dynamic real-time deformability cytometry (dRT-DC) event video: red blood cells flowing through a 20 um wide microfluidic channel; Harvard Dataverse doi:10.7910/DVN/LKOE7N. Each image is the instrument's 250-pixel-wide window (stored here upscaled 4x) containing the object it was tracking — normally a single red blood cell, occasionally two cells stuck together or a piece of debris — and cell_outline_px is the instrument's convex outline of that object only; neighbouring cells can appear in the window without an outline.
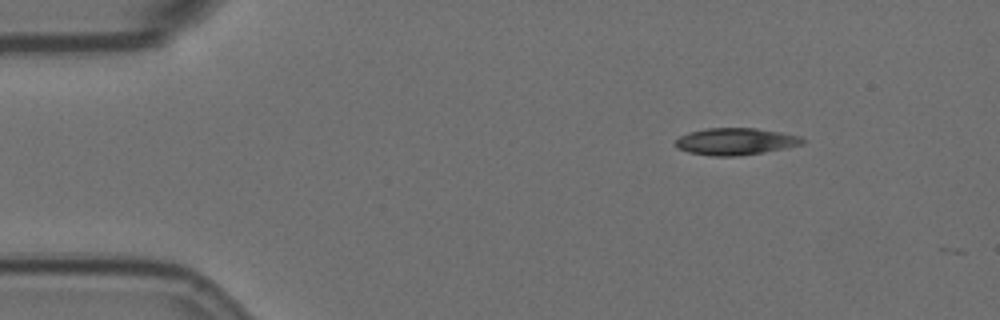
{"species": "Egyptian fruit bat (a non-hibernating species)", "species_latin": "Rousettus aegyptiacus", "temperature_condition": "room temperature", "stored_images_in_passage": 3, "camera_frame_rate_fps": 3000, "um_per_image_px": 0.085, "animal": {"sex": "female"}, "frame": {"image": 1, "passage_image": 1, "time_ms": 0.0, "image_size_px": [1000, 320], "cell_outline_px": [[804, 144], [788, 148], [740, 156], [712, 156], [688, 152], [676, 148], [672, 144], [680, 136], [688, 132], [708, 128], [756, 128], [780, 132], [800, 136], [804, 140]], "centroid_in_image_um": [62.5, 12.03], "position_along_channel_um": 22.5, "area_um2": 20.17}}